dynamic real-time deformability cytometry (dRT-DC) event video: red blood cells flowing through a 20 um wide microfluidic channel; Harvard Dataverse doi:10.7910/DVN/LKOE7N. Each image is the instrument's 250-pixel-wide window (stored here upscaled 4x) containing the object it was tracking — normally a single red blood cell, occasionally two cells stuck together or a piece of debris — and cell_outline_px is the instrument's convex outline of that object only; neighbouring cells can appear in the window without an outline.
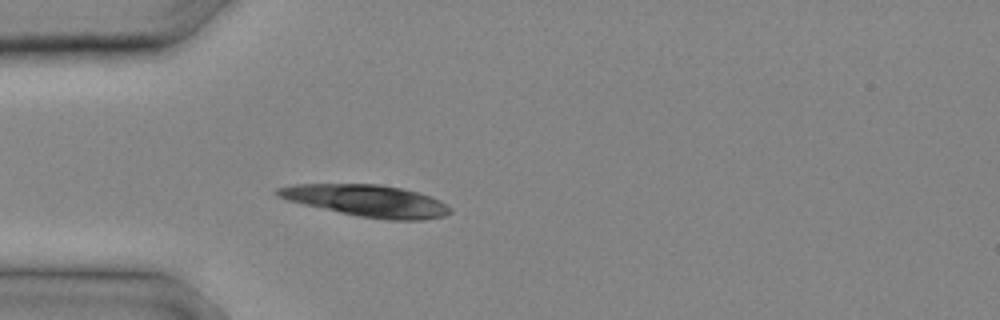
{"species": "common noctule bat (a hibernating species)", "species_latin": "Nyctalus noctula", "temperature_condition": "cold", "stored_images_in_passage": 4, "camera_frame_rate_fps": 3000, "um_per_image_px": 0.085, "animal": {"sex": "male", "body_mass_g": 20.4}, "frame": {"image": 1, "passage_image": 2, "time_ms": 0.333, "image_size_px": [1000, 320], "cell_outline_px": [[452, 212], [444, 216], [420, 220], [388, 220], [360, 216], [340, 212], [304, 204], [288, 200], [276, 196], [276, 188], [292, 184], [380, 184], [400, 188], [416, 192], [440, 200], [452, 208]], "centroid_in_image_um": [31.19, 17.06], "position_along_channel_um": 53.8, "area_um2": 31.67}}